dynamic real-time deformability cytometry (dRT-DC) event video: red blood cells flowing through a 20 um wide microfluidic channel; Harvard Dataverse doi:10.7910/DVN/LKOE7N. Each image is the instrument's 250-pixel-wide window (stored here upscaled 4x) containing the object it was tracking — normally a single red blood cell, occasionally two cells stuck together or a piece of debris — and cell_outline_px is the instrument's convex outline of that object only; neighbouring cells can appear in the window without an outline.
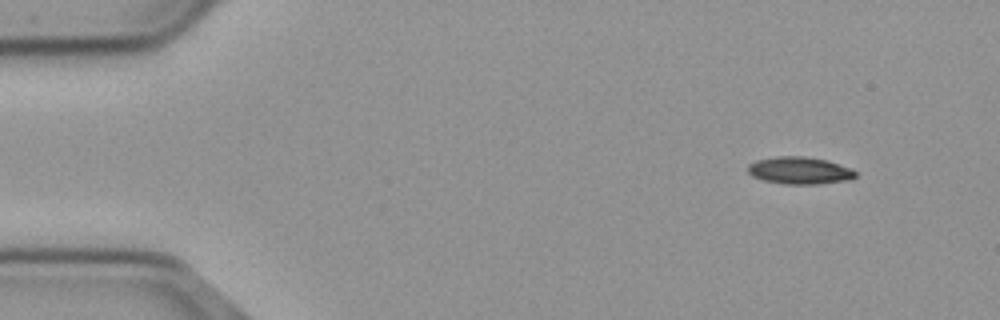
{"species": "common noctule bat (a hibernating species)", "species_latin": "Nyctalus noctula", "temperature_condition": "cold", "stored_images_in_passage": 51, "camera_frame_rate_fps": 3000, "um_per_image_px": 0.085, "animal": {"sex": "male", "body_mass_g": 23.1, "forearm_length_mm": 52.7}, "frame": {"image": 1, "passage_image": 1, "time_ms": 0.0, "image_size_px": [1000, 320], "cell_outline_px": [[856, 176], [852, 180], [820, 184], [784, 184], [764, 180], [752, 176], [748, 172], [748, 164], [756, 160], [776, 156], [804, 156], [828, 160], [852, 168], [856, 172]], "centroid_in_image_um": [68.0, 14.49], "position_along_channel_um": 17.0, "area_um2": 17.34}}
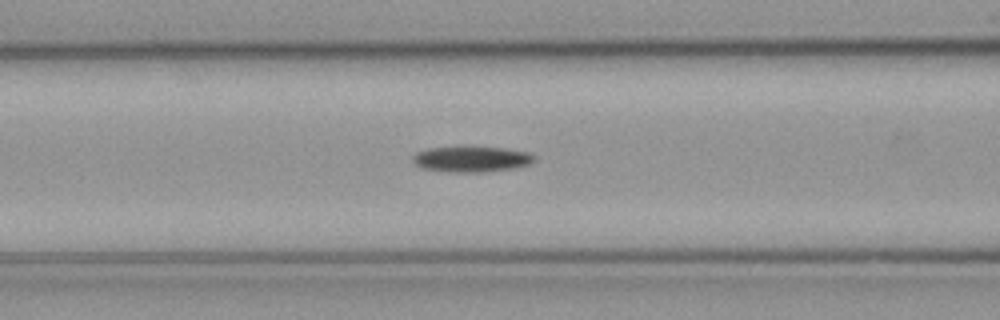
{"frame": {"image": 2, "passage_image": 18, "time_ms": 5.667, "image_size_px": [1000, 320], "cell_outline_px": [[536, 160], [528, 164], [516, 168], [488, 172], [448, 172], [420, 168], [412, 160], [412, 156], [416, 152], [428, 148], [504, 148], [528, 152], [536, 156]], "centroid_in_image_um": [40.09, 13.55], "position_along_channel_um": 126.5, "area_um2": 18.09}}
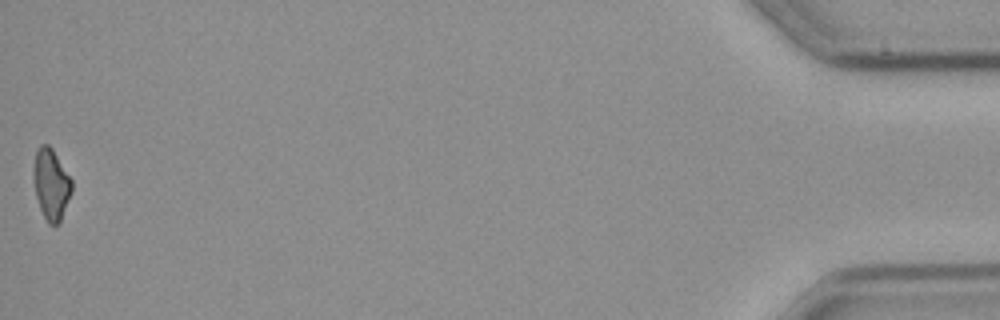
{"frame": {"image": 3, "passage_image": 51, "time_ms": 16.667, "image_size_px": [1000, 320], "cell_outline_px": [[72, 192], [60, 220], [56, 224], [48, 224], [40, 208], [36, 196], [32, 172], [36, 152], [40, 144], [48, 144], [52, 148], [72, 180]], "centroid_in_image_um": [4.34, 15.63], "position_along_channel_um": 430.9, "area_um2": 15.66}}